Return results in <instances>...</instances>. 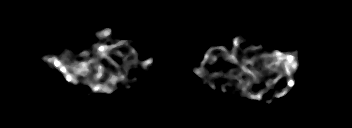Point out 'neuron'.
Instances as JSON below:
<instances>
[{
	"label": "neuron",
	"instance_id": "1",
	"mask_svg": "<svg viewBox=\"0 0 352 128\" xmlns=\"http://www.w3.org/2000/svg\"><path fill=\"white\" fill-rule=\"evenodd\" d=\"M112 29L111 28H105L99 32H97V37H99L100 40H105L106 38H109L112 35ZM246 41V38L243 39H239V37H235L232 40L233 43V49L232 52L229 53L227 51V49L225 48L224 45H220V49L221 52H224V54L219 53V54H212V50L214 48H210L208 49V51L206 52L205 56H204V60L201 62V66L199 68H193V71L202 79V85L205 84V82L207 81V79H211V75L210 77H205V75L207 74V70L204 68V65L208 63H215V61L219 58V56L222 55V58H225V60H229L230 62L236 63L241 69L239 72V75H235L233 72H231V75H229L231 78H233L234 80L237 81L238 83V88L243 90V95H245V97L249 98V99H258L261 100L263 93L266 92L265 89H262L259 93L255 94L250 90V87L253 85V83H258L260 82V80L256 77L255 73L258 72H263L265 69H267L268 67L270 68V76H272V74H274L276 72V78L275 79H270L269 82L266 83L267 87H271L273 86L275 83H277L279 81V79L282 77V70L279 68L280 64H284L283 67H285V76H287L289 79L287 81V86L286 88H283V90L280 93H274L273 95H271L272 97H281L286 95L289 90L294 86V79L291 77L292 73L290 71V67L294 68V71H298L299 64H298V56L292 53H282L278 50H273L270 49V52L268 49H263L264 52L263 54H259V58L260 61L258 63L260 67V70L257 69V63L254 61L255 57L251 56V57H247L243 58V60L239 61L236 58V55L238 53V49L240 48V44L241 42L244 43ZM127 43L123 40H119L115 45L113 46H106L105 43L100 44L99 46H95L93 45L92 47V58H87V60H75L73 59V61H70V58L73 56L75 57V55H71L73 53L70 52V48L65 49V56L64 58L59 59L58 57L54 56H49V55H45L44 57L41 58L42 61H46L50 66H52L53 68L58 69L59 71H61L63 73V77L65 78V80L68 83L74 84L76 86H80L81 82L77 81L75 78H77V76H91V71H90V65L95 62L96 60L98 61H102L104 59L108 60L109 59V55L107 51L113 50L119 46L122 45H126ZM262 48V45L259 44L258 46H256L255 48H246L242 51L243 56L246 55L249 51H254V49H260ZM253 49V50H252ZM88 54V49H82L80 53H77V56H80V58H86L85 55ZM211 59V62H209ZM242 62V63H240ZM146 64H152V59H148L145 61V63H141L140 66H144ZM251 66V68L253 69V71L251 69H249L248 66ZM102 62H99V65H97L95 67V72H98V74L95 75V78H91V82L92 84L89 85V88H91V90L94 93H108L109 95H112V90L106 86V84H101L98 83L97 80L99 78H102V76L104 75L102 73ZM68 69H71L73 72L72 74H70V72H68ZM255 71V72H254ZM251 74L253 77V80L248 79V80H243L244 76L246 74ZM111 80H109L110 83H118V80H123L124 75H120L117 76L115 75V73H111ZM247 81L246 86L243 87V83ZM210 87L212 89L215 90V85L213 84V82L209 83ZM272 98L267 99L266 103L270 104L272 103Z\"/></svg>",
	"mask_w": 352,
	"mask_h": 128
}]
</instances>
